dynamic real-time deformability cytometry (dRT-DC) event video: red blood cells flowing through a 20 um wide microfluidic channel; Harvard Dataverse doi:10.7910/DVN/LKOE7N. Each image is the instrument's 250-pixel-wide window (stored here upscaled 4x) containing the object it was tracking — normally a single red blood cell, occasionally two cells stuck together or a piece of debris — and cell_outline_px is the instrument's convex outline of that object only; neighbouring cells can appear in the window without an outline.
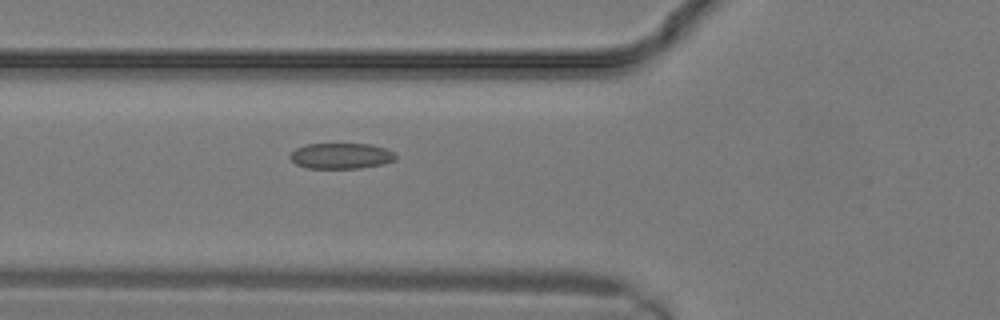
{"species": "common noctule bat (a hibernating species)", "species_latin": "Nyctalus noctula", "temperature_condition": "warm", "stored_images_in_passage": 6, "camera_frame_rate_fps": 3000, "um_per_image_px": 0.085, "animal": {"sex": "male", "body_mass_g": 19.2, "forearm_length_mm": 51.8}, "frame": {"image": 1, "passage_image": 6, "time_ms": 1.667, "image_size_px": [1000, 320], "cell_outline_px": [[396, 160], [384, 164], [360, 168], [308, 168], [296, 164], [288, 156], [296, 148], [304, 144], [372, 144], [384, 148], [392, 152], [396, 156]], "centroid_in_image_um": [28.99, 13.25], "position_along_channel_um": 96.8, "area_um2": 15.84}}